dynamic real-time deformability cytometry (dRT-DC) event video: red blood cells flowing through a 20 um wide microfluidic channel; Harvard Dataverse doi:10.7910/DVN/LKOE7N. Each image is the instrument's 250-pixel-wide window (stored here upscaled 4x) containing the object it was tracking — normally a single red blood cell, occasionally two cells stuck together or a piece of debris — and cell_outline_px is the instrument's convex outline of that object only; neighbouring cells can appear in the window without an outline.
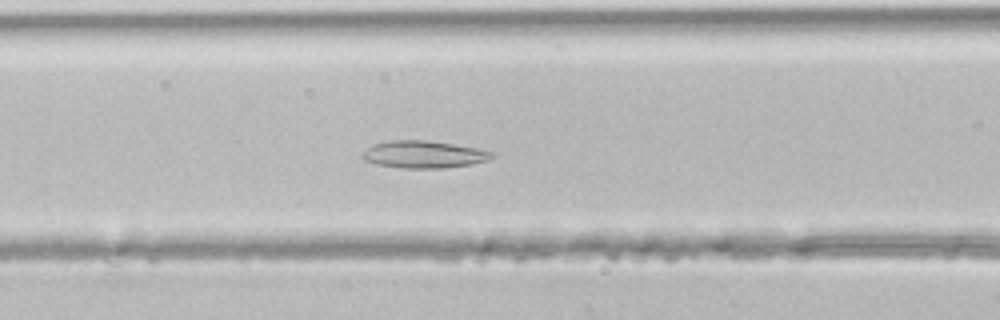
{"species": "common noctule bat (a hibernating species)", "species_latin": "Nyctalus noctula", "temperature_condition": "room temperature", "stored_images_in_passage": 41, "camera_frame_rate_fps": 3000, "um_per_image_px": 0.085, "animal": {"sex": "male", "body_mass_g": 21.5, "forearm_length_mm": 52.0}, "frame": {"image": 1, "passage_image": 16, "time_ms": 5.0, "image_size_px": [1000, 320], "cell_outline_px": [[492, 156], [488, 160], [472, 164], [440, 168], [400, 168], [376, 164], [364, 160], [360, 156], [372, 144], [388, 140], [424, 140], [480, 148], [492, 152]], "centroid_in_image_um": [35.98, 13.12], "position_along_channel_um": 130.6, "area_um2": 20.52}}
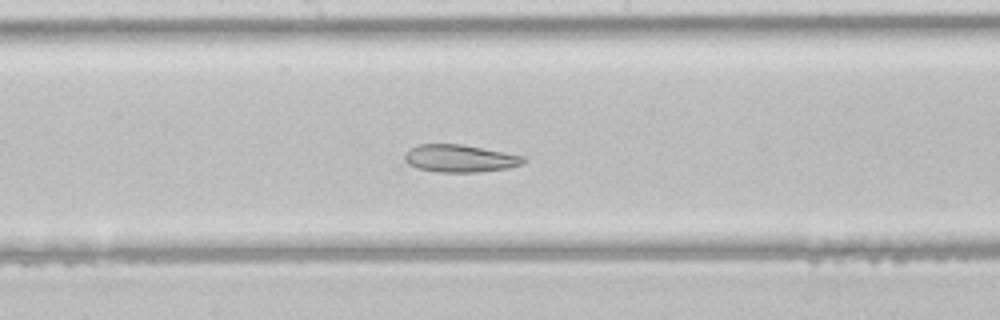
{"frame": {"image": 2, "passage_image": 21, "time_ms": 6.667, "image_size_px": [1000, 320], "cell_outline_px": [[528, 160], [520, 164], [508, 168], [476, 172], [440, 172], [416, 168], [408, 164], [404, 160], [404, 152], [416, 144], [460, 144], [524, 156]], "centroid_in_image_um": [39.04, 13.46], "position_along_channel_um": 209.2, "area_um2": 19.02}}
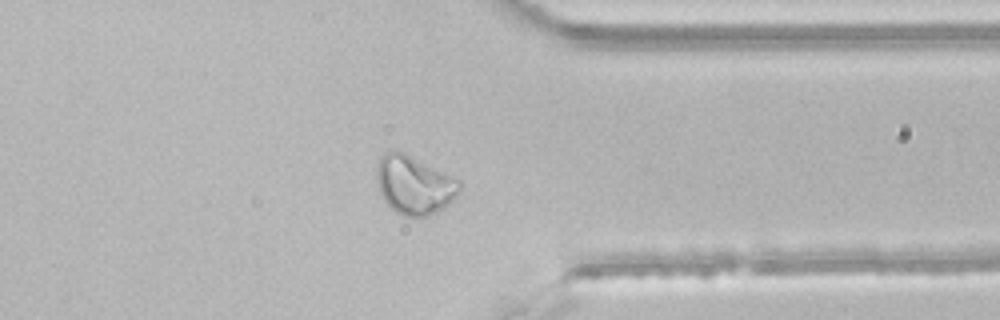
{"frame": {"image": 3, "passage_image": 32, "time_ms": 10.333, "image_size_px": [1000, 320], "cell_outline_px": [[460, 192], [444, 208], [428, 216], [404, 216], [396, 212], [384, 200], [380, 192], [376, 176], [376, 168], [380, 156], [388, 148], [404, 152], [460, 180]], "centroid_in_image_um": [35.18, 15.69], "position_along_channel_um": 376.2, "area_um2": 28.32}}